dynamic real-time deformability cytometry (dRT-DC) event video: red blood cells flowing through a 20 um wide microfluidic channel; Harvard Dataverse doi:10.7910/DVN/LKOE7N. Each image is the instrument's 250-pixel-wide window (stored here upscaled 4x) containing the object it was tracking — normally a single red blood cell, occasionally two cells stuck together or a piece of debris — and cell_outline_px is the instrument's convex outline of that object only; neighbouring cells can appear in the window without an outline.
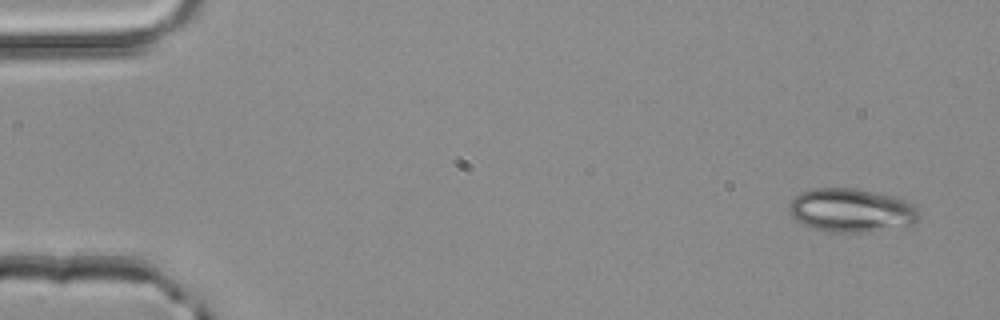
{"species": "common noctule bat (a hibernating species)", "species_latin": "Nyctalus noctula", "temperature_condition": "room temperature", "stored_images_in_passage": 4, "camera_frame_rate_fps": 3000, "um_per_image_px": 0.085, "animal": {"sex": "male", "body_mass_g": 20.4}, "frame": {"image": 1, "passage_image": 1, "time_ms": 0.0, "image_size_px": [1000, 320], "cell_outline_px": [[920, 220], [916, 224], [868, 232], [836, 232], [816, 228], [804, 224], [796, 220], [788, 212], [788, 204], [792, 196], [800, 192], [812, 188], [852, 188], [892, 196], [904, 200], [912, 204], [916, 208], [920, 216]], "centroid_in_image_um": [72.34, 17.87], "position_along_channel_um": 12.7, "area_um2": 33.06}}